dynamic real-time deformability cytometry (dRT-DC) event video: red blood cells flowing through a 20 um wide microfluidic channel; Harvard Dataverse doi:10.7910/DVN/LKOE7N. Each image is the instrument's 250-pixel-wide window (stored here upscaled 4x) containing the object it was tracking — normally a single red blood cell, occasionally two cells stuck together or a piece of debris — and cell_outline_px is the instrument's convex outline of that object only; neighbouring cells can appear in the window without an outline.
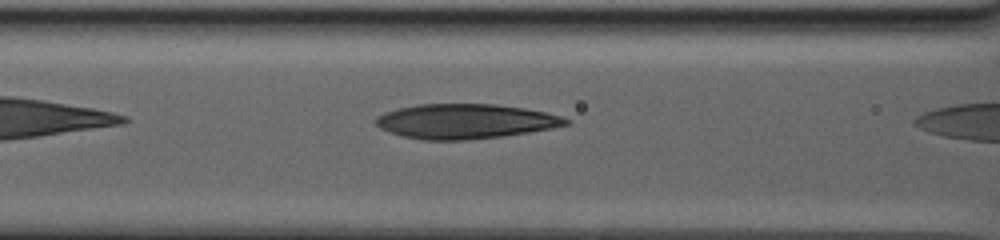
{"species": "human", "species_latin": "Homo sapiens", "temperature_condition": "warm", "stored_images_in_passage": 12, "camera_frame_rate_fps": 3000, "um_per_image_px": 0.085, "donor": {"sex": "male"}, "frame": {"image": 1, "passage_image": 10, "time_ms": 3.0, "image_size_px": [1000, 240], "cell_outline_px": [[572, 120], [568, 124], [552, 128], [528, 132], [500, 136], [464, 140], [424, 140], [404, 136], [380, 128], [372, 120], [376, 116], [384, 112], [396, 108], [416, 104], [496, 104], [524, 108], [544, 112], [560, 116]], "centroid_in_image_um": [39.51, 10.3], "position_along_channel_um": 127.1, "area_um2": 38.38}}